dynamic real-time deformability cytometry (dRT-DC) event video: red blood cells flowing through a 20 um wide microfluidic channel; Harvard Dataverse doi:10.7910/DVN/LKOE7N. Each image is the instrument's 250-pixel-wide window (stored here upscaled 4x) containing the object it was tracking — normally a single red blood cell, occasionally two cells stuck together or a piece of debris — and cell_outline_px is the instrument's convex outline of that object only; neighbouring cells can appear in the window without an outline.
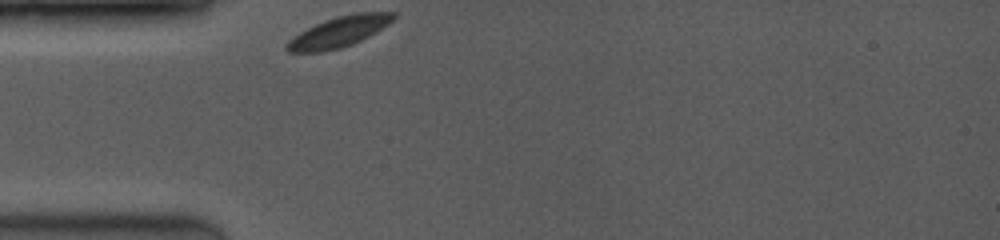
{"species": "common noctule bat (a hibernating species)", "species_latin": "Nyctalus noctula", "temperature_condition": "room temperature", "stored_images_in_passage": 20, "camera_frame_rate_fps": 3500, "um_per_image_px": 0.085, "animal": {"sex": "female", "body_mass_g": 19.0, "forearm_length_mm": 53.3}, "frame": {"image": 1, "passage_image": 1, "time_ms": 0.0, "image_size_px": [1000, 240], "cell_outline_px": [[396, 16], [388, 24], [368, 36], [352, 44], [340, 48], [324, 52], [288, 52], [284, 48], [284, 44], [292, 36], [324, 20], [336, 16], [356, 12], [396, 12]], "centroid_in_image_um": [28.76, 2.71], "position_along_channel_um": 56.2, "area_um2": 19.02}}
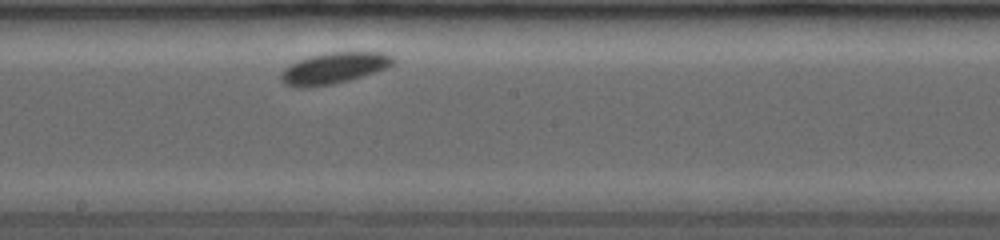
{"frame": {"image": 2, "passage_image": 10, "time_ms": 4.571, "image_size_px": [1000, 240], "cell_outline_px": [[392, 64], [384, 68], [348, 80], [332, 84], [300, 88], [284, 84], [280, 80], [280, 72], [284, 68], [300, 60], [312, 56], [328, 52], [384, 52], [392, 56]], "centroid_in_image_um": [28.32, 5.79], "position_along_channel_um": 219.9, "area_um2": 19.88}}
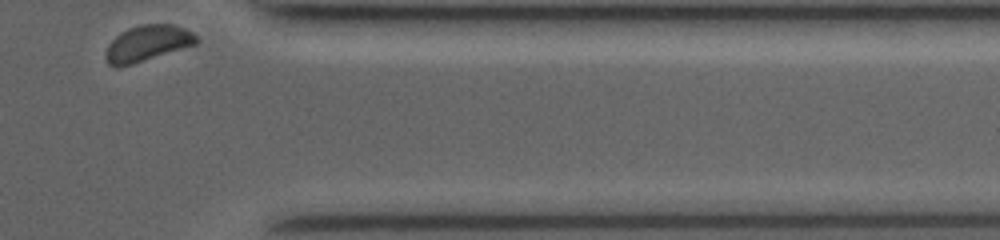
{"frame": {"image": 3, "passage_image": 20, "time_ms": 9.429, "image_size_px": [1000, 240], "cell_outline_px": [[200, 40], [196, 44], [120, 68], [116, 68], [108, 64], [104, 56], [108, 44], [120, 32], [128, 28], [140, 24], [172, 24], [184, 28], [192, 32]], "centroid_in_image_um": [12.5, 3.69], "position_along_channel_um": 398.9, "area_um2": 19.13}, "authors_computed_cell_mechanics": {"area_um2": 19.652, "velocity_mm_per_s": 3.7049, "shape_relaxation_time_tau1_ms": 0.4939, "shape_relaxation_time_tau2_ms": null, "deformation_change_tau1": 0.0274, "deformation_change_tau2": null}}